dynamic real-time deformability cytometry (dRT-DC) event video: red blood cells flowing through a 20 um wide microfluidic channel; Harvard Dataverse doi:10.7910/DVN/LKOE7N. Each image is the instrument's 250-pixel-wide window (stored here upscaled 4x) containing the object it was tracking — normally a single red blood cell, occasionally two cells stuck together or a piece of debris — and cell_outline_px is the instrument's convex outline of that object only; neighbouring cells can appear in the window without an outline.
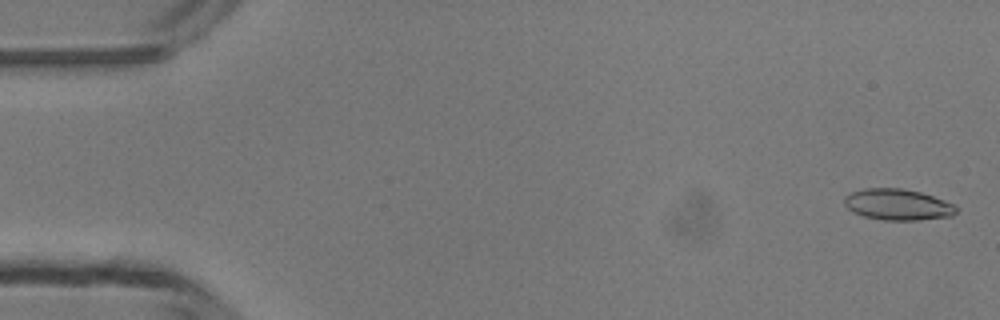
{"species": "common noctule bat (a hibernating species)", "species_latin": "Nyctalus noctula", "temperature_condition": "room temperature", "stored_images_in_passage": 4, "camera_frame_rate_fps": 3000, "um_per_image_px": 0.085, "animal": {"sex": "male", "body_mass_g": 13.3}, "frame": {"image": 1, "passage_image": 1, "time_ms": 0.0, "image_size_px": [1000, 320], "cell_outline_px": [[960, 208], [952, 216], [916, 220], [884, 220], [864, 216], [852, 212], [844, 204], [844, 196], [852, 192], [864, 188], [900, 188], [920, 192], [956, 204]], "centroid_in_image_um": [76.32, 17.39], "position_along_channel_um": 8.7, "area_um2": 20.4}}
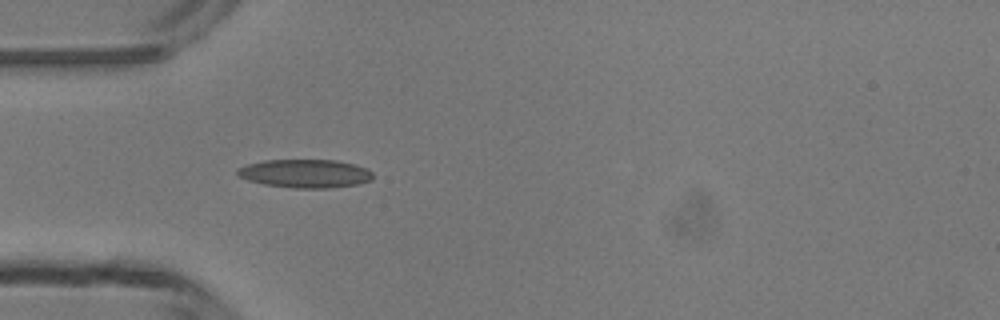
{"frame": {"image": 2, "passage_image": 4, "time_ms": 4.333, "image_size_px": [1000, 320], "cell_outline_px": [[372, 180], [360, 184], [328, 188], [296, 188], [264, 184], [248, 180], [240, 176], [236, 172], [236, 168], [248, 164], [264, 160], [336, 160], [352, 164], [364, 168], [372, 172]], "centroid_in_image_um": [25.93, 14.75], "position_along_channel_um": 59.1, "area_um2": 22.31}}